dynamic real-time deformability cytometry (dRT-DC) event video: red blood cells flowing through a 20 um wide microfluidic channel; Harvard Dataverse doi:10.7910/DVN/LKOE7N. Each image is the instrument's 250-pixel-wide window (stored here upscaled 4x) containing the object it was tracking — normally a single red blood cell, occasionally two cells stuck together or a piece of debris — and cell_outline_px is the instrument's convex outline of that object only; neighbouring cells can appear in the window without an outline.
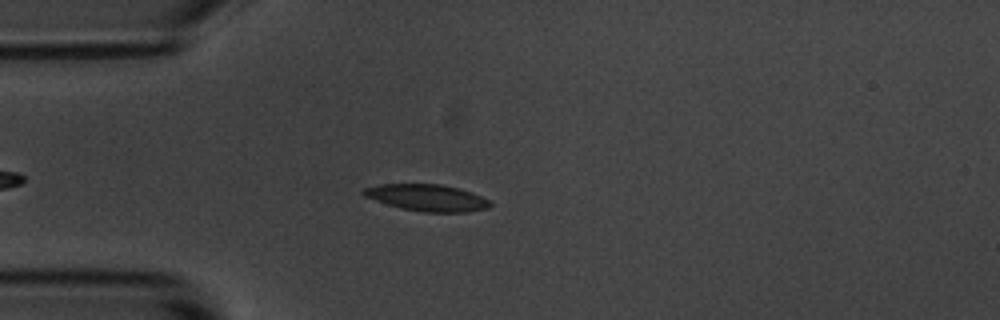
{"species": "common noctule bat (a hibernating species)", "species_latin": "Nyctalus noctula", "temperature_condition": "room temperature", "stored_images_in_passage": 4, "camera_frame_rate_fps": 3000, "um_per_image_px": 0.085, "animal": {"sex": "male", "body_mass_g": 20.1, "forearm_length_mm": 53.5}, "frame": {"image": 1, "passage_image": 4, "time_ms": 3.333, "image_size_px": [1000, 320], "cell_outline_px": [[492, 204], [488, 208], [468, 212], [424, 212], [400, 208], [364, 196], [360, 192], [364, 188], [380, 184], [440, 184], [460, 188], [472, 192], [488, 200]], "centroid_in_image_um": [36.31, 16.8], "position_along_channel_um": 48.7, "area_um2": 19.65}}